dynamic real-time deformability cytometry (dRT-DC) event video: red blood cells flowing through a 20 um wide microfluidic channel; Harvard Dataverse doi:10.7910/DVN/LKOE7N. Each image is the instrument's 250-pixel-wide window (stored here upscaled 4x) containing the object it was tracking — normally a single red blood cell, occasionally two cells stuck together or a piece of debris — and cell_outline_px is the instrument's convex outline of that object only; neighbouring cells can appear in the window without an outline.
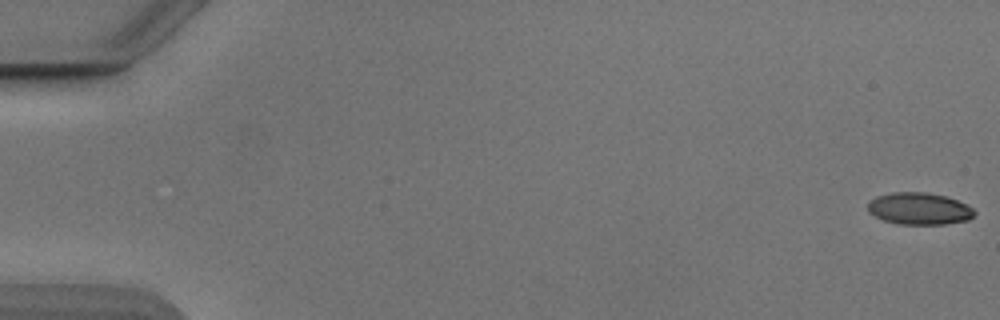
{"species": "Egyptian fruit bat (a non-hibernating species)", "species_latin": "Rousettus aegyptiacus", "temperature_condition": "cold", "stored_images_in_passage": 54, "camera_frame_rate_fps": 3000, "um_per_image_px": 0.085, "animal": {"sex": "male"}, "frame": {"image": 1, "passage_image": 1, "time_ms": 0.0, "image_size_px": [1000, 320], "cell_outline_px": [[976, 212], [968, 220], [944, 224], [896, 224], [884, 220], [868, 212], [868, 200], [876, 196], [892, 192], [924, 192], [948, 196], [968, 204]], "centroid_in_image_um": [78.13, 17.72], "position_along_channel_um": 6.9, "area_um2": 20.06}}
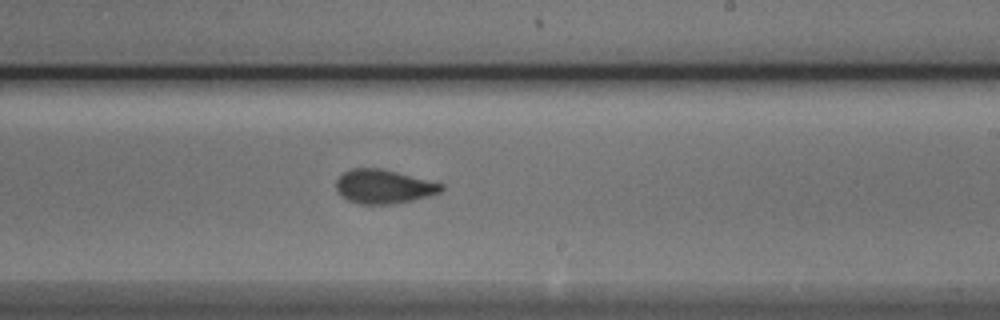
{"frame": {"image": 2, "passage_image": 33, "time_ms": 10.667, "image_size_px": [1000, 320], "cell_outline_px": [[444, 188], [440, 192], [428, 196], [412, 200], [392, 204], [360, 204], [348, 200], [340, 196], [336, 192], [336, 180], [344, 172], [352, 168], [380, 168], [444, 184]], "centroid_in_image_um": [32.58, 15.86], "position_along_channel_um": 256.4, "area_um2": 20.75}}
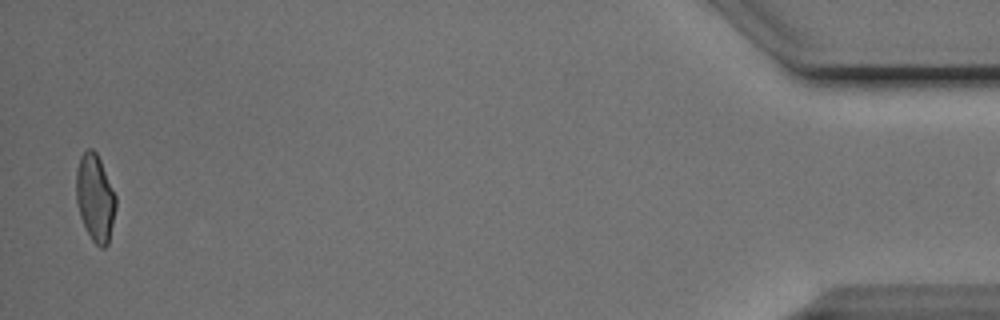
{"frame": {"image": 3, "passage_image": 53, "time_ms": 17.333, "image_size_px": [1000, 320], "cell_outline_px": [[116, 208], [108, 244], [104, 248], [100, 248], [92, 240], [80, 216], [76, 200], [76, 172], [80, 156], [88, 148], [92, 148], [96, 152], [100, 160], [116, 196]], "centroid_in_image_um": [8.08, 16.82], "position_along_channel_um": 427.1, "area_um2": 20.0}}